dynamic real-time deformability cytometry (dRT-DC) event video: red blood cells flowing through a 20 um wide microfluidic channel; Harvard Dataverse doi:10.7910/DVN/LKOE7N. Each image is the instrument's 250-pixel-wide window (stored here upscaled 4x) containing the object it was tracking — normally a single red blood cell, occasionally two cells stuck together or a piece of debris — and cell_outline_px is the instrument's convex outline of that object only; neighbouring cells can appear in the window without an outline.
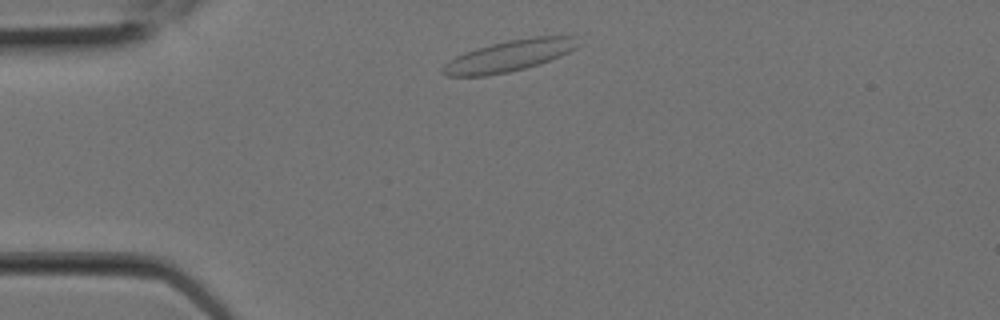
{"species": "Egyptian fruit bat (a non-hibernating species)", "species_latin": "Rousettus aegyptiacus", "temperature_condition": "room temperature", "stored_images_in_passage": 1, "camera_frame_rate_fps": 3000, "um_per_image_px": 0.085, "animal": {"sex": "female"}, "frame": {"image": 1, "passage_image": 1, "time_ms": 0.0, "image_size_px": [1000, 320], "cell_outline_px": [[584, 44], [560, 56], [524, 68], [508, 72], [488, 76], [448, 76], [440, 72], [456, 56], [476, 48], [508, 40], [532, 36], [576, 36]], "centroid_in_image_um": [43.37, 4.72], "position_along_channel_um": 41.6, "area_um2": 24.39}}